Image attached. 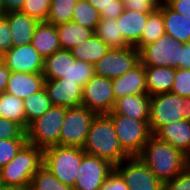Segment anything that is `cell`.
Here are the masks:
<instances>
[{"label": "cell", "mask_w": 190, "mask_h": 190, "mask_svg": "<svg viewBox=\"0 0 190 190\" xmlns=\"http://www.w3.org/2000/svg\"><path fill=\"white\" fill-rule=\"evenodd\" d=\"M137 157L163 184L175 178L190 164V158L181 150L154 135Z\"/></svg>", "instance_id": "cell-1"}, {"label": "cell", "mask_w": 190, "mask_h": 190, "mask_svg": "<svg viewBox=\"0 0 190 190\" xmlns=\"http://www.w3.org/2000/svg\"><path fill=\"white\" fill-rule=\"evenodd\" d=\"M83 150L88 155L108 161L114 167L130 157L120 145L113 122L107 114L95 116Z\"/></svg>", "instance_id": "cell-2"}, {"label": "cell", "mask_w": 190, "mask_h": 190, "mask_svg": "<svg viewBox=\"0 0 190 190\" xmlns=\"http://www.w3.org/2000/svg\"><path fill=\"white\" fill-rule=\"evenodd\" d=\"M43 149L28 142L0 169V183L29 190L33 175L43 166Z\"/></svg>", "instance_id": "cell-3"}, {"label": "cell", "mask_w": 190, "mask_h": 190, "mask_svg": "<svg viewBox=\"0 0 190 190\" xmlns=\"http://www.w3.org/2000/svg\"><path fill=\"white\" fill-rule=\"evenodd\" d=\"M85 154L83 148L53 145L43 149V165L60 182L73 188Z\"/></svg>", "instance_id": "cell-4"}, {"label": "cell", "mask_w": 190, "mask_h": 190, "mask_svg": "<svg viewBox=\"0 0 190 190\" xmlns=\"http://www.w3.org/2000/svg\"><path fill=\"white\" fill-rule=\"evenodd\" d=\"M65 114L66 108L52 105L48 111L28 126L26 130L28 143L42 149L59 145Z\"/></svg>", "instance_id": "cell-5"}, {"label": "cell", "mask_w": 190, "mask_h": 190, "mask_svg": "<svg viewBox=\"0 0 190 190\" xmlns=\"http://www.w3.org/2000/svg\"><path fill=\"white\" fill-rule=\"evenodd\" d=\"M114 126L123 150L130 156H138L153 135L149 121H138L120 114H107Z\"/></svg>", "instance_id": "cell-6"}, {"label": "cell", "mask_w": 190, "mask_h": 190, "mask_svg": "<svg viewBox=\"0 0 190 190\" xmlns=\"http://www.w3.org/2000/svg\"><path fill=\"white\" fill-rule=\"evenodd\" d=\"M183 98L173 92L150 96L149 126L152 134L162 126L185 120Z\"/></svg>", "instance_id": "cell-7"}, {"label": "cell", "mask_w": 190, "mask_h": 190, "mask_svg": "<svg viewBox=\"0 0 190 190\" xmlns=\"http://www.w3.org/2000/svg\"><path fill=\"white\" fill-rule=\"evenodd\" d=\"M96 115L83 105L66 108L59 145L83 148Z\"/></svg>", "instance_id": "cell-8"}, {"label": "cell", "mask_w": 190, "mask_h": 190, "mask_svg": "<svg viewBox=\"0 0 190 190\" xmlns=\"http://www.w3.org/2000/svg\"><path fill=\"white\" fill-rule=\"evenodd\" d=\"M181 43L166 34L154 43L139 50V59L144 66L179 68Z\"/></svg>", "instance_id": "cell-9"}, {"label": "cell", "mask_w": 190, "mask_h": 190, "mask_svg": "<svg viewBox=\"0 0 190 190\" xmlns=\"http://www.w3.org/2000/svg\"><path fill=\"white\" fill-rule=\"evenodd\" d=\"M115 102L111 79L94 74L83 86L82 105L97 115L111 112Z\"/></svg>", "instance_id": "cell-10"}, {"label": "cell", "mask_w": 190, "mask_h": 190, "mask_svg": "<svg viewBox=\"0 0 190 190\" xmlns=\"http://www.w3.org/2000/svg\"><path fill=\"white\" fill-rule=\"evenodd\" d=\"M139 61V50L134 46L109 49L101 59L93 64L94 74L113 80L131 70Z\"/></svg>", "instance_id": "cell-11"}, {"label": "cell", "mask_w": 190, "mask_h": 190, "mask_svg": "<svg viewBox=\"0 0 190 190\" xmlns=\"http://www.w3.org/2000/svg\"><path fill=\"white\" fill-rule=\"evenodd\" d=\"M114 169L130 190H164V184L137 156L124 159Z\"/></svg>", "instance_id": "cell-12"}, {"label": "cell", "mask_w": 190, "mask_h": 190, "mask_svg": "<svg viewBox=\"0 0 190 190\" xmlns=\"http://www.w3.org/2000/svg\"><path fill=\"white\" fill-rule=\"evenodd\" d=\"M113 170L108 161L85 154L73 190H99Z\"/></svg>", "instance_id": "cell-13"}, {"label": "cell", "mask_w": 190, "mask_h": 190, "mask_svg": "<svg viewBox=\"0 0 190 190\" xmlns=\"http://www.w3.org/2000/svg\"><path fill=\"white\" fill-rule=\"evenodd\" d=\"M3 62L12 72L42 73L44 58L32 44L13 47L3 55Z\"/></svg>", "instance_id": "cell-14"}, {"label": "cell", "mask_w": 190, "mask_h": 190, "mask_svg": "<svg viewBox=\"0 0 190 190\" xmlns=\"http://www.w3.org/2000/svg\"><path fill=\"white\" fill-rule=\"evenodd\" d=\"M46 89L52 105L64 108L82 105V87L77 82H70L64 78L45 80Z\"/></svg>", "instance_id": "cell-15"}, {"label": "cell", "mask_w": 190, "mask_h": 190, "mask_svg": "<svg viewBox=\"0 0 190 190\" xmlns=\"http://www.w3.org/2000/svg\"><path fill=\"white\" fill-rule=\"evenodd\" d=\"M115 100L127 95L148 94L145 66L139 61L122 76L112 80Z\"/></svg>", "instance_id": "cell-16"}, {"label": "cell", "mask_w": 190, "mask_h": 190, "mask_svg": "<svg viewBox=\"0 0 190 190\" xmlns=\"http://www.w3.org/2000/svg\"><path fill=\"white\" fill-rule=\"evenodd\" d=\"M149 14L124 8L122 14L116 18V24H118L119 31L124 40L138 50L139 40L141 39Z\"/></svg>", "instance_id": "cell-17"}, {"label": "cell", "mask_w": 190, "mask_h": 190, "mask_svg": "<svg viewBox=\"0 0 190 190\" xmlns=\"http://www.w3.org/2000/svg\"><path fill=\"white\" fill-rule=\"evenodd\" d=\"M45 78L42 73L12 72L8 78L5 92L25 99L44 88Z\"/></svg>", "instance_id": "cell-18"}, {"label": "cell", "mask_w": 190, "mask_h": 190, "mask_svg": "<svg viewBox=\"0 0 190 190\" xmlns=\"http://www.w3.org/2000/svg\"><path fill=\"white\" fill-rule=\"evenodd\" d=\"M108 114H120L138 121L150 119V95H127L116 99L114 108Z\"/></svg>", "instance_id": "cell-19"}, {"label": "cell", "mask_w": 190, "mask_h": 190, "mask_svg": "<svg viewBox=\"0 0 190 190\" xmlns=\"http://www.w3.org/2000/svg\"><path fill=\"white\" fill-rule=\"evenodd\" d=\"M10 26L14 47L30 44L39 21L20 11L3 15Z\"/></svg>", "instance_id": "cell-20"}, {"label": "cell", "mask_w": 190, "mask_h": 190, "mask_svg": "<svg viewBox=\"0 0 190 190\" xmlns=\"http://www.w3.org/2000/svg\"><path fill=\"white\" fill-rule=\"evenodd\" d=\"M153 135L190 158V121L182 120L162 126Z\"/></svg>", "instance_id": "cell-21"}, {"label": "cell", "mask_w": 190, "mask_h": 190, "mask_svg": "<svg viewBox=\"0 0 190 190\" xmlns=\"http://www.w3.org/2000/svg\"><path fill=\"white\" fill-rule=\"evenodd\" d=\"M157 9L162 13L166 35L180 43L190 42V20L172 10L163 0Z\"/></svg>", "instance_id": "cell-22"}, {"label": "cell", "mask_w": 190, "mask_h": 190, "mask_svg": "<svg viewBox=\"0 0 190 190\" xmlns=\"http://www.w3.org/2000/svg\"><path fill=\"white\" fill-rule=\"evenodd\" d=\"M31 44L44 59L60 50L61 46L56 26L47 22H39Z\"/></svg>", "instance_id": "cell-23"}, {"label": "cell", "mask_w": 190, "mask_h": 190, "mask_svg": "<svg viewBox=\"0 0 190 190\" xmlns=\"http://www.w3.org/2000/svg\"><path fill=\"white\" fill-rule=\"evenodd\" d=\"M146 85L150 96L171 92L175 69L170 67L145 66Z\"/></svg>", "instance_id": "cell-24"}, {"label": "cell", "mask_w": 190, "mask_h": 190, "mask_svg": "<svg viewBox=\"0 0 190 190\" xmlns=\"http://www.w3.org/2000/svg\"><path fill=\"white\" fill-rule=\"evenodd\" d=\"M61 49L71 50L79 44L87 41L94 30L69 21L56 25Z\"/></svg>", "instance_id": "cell-25"}, {"label": "cell", "mask_w": 190, "mask_h": 190, "mask_svg": "<svg viewBox=\"0 0 190 190\" xmlns=\"http://www.w3.org/2000/svg\"><path fill=\"white\" fill-rule=\"evenodd\" d=\"M109 47L95 33L85 42L71 49V53L76 60L95 64L108 51Z\"/></svg>", "instance_id": "cell-26"}, {"label": "cell", "mask_w": 190, "mask_h": 190, "mask_svg": "<svg viewBox=\"0 0 190 190\" xmlns=\"http://www.w3.org/2000/svg\"><path fill=\"white\" fill-rule=\"evenodd\" d=\"M71 65V51L60 49L44 59L43 76L45 80H57L67 74Z\"/></svg>", "instance_id": "cell-27"}, {"label": "cell", "mask_w": 190, "mask_h": 190, "mask_svg": "<svg viewBox=\"0 0 190 190\" xmlns=\"http://www.w3.org/2000/svg\"><path fill=\"white\" fill-rule=\"evenodd\" d=\"M94 33L100 37L110 49H123L130 46L119 31L116 19L101 18Z\"/></svg>", "instance_id": "cell-28"}, {"label": "cell", "mask_w": 190, "mask_h": 190, "mask_svg": "<svg viewBox=\"0 0 190 190\" xmlns=\"http://www.w3.org/2000/svg\"><path fill=\"white\" fill-rule=\"evenodd\" d=\"M0 117L17 122L26 130L23 99L7 92L0 93Z\"/></svg>", "instance_id": "cell-29"}, {"label": "cell", "mask_w": 190, "mask_h": 190, "mask_svg": "<svg viewBox=\"0 0 190 190\" xmlns=\"http://www.w3.org/2000/svg\"><path fill=\"white\" fill-rule=\"evenodd\" d=\"M23 104L26 114V130L34 120L41 117L52 107L51 100L45 88L23 99Z\"/></svg>", "instance_id": "cell-30"}, {"label": "cell", "mask_w": 190, "mask_h": 190, "mask_svg": "<svg viewBox=\"0 0 190 190\" xmlns=\"http://www.w3.org/2000/svg\"><path fill=\"white\" fill-rule=\"evenodd\" d=\"M166 34L162 13L156 8L148 15V19L139 40V50L146 45L154 43Z\"/></svg>", "instance_id": "cell-31"}, {"label": "cell", "mask_w": 190, "mask_h": 190, "mask_svg": "<svg viewBox=\"0 0 190 190\" xmlns=\"http://www.w3.org/2000/svg\"><path fill=\"white\" fill-rule=\"evenodd\" d=\"M100 19V12L87 0H77L71 21L77 22L79 25L89 27L95 31Z\"/></svg>", "instance_id": "cell-32"}, {"label": "cell", "mask_w": 190, "mask_h": 190, "mask_svg": "<svg viewBox=\"0 0 190 190\" xmlns=\"http://www.w3.org/2000/svg\"><path fill=\"white\" fill-rule=\"evenodd\" d=\"M29 190H73L60 182L44 165L33 175Z\"/></svg>", "instance_id": "cell-33"}, {"label": "cell", "mask_w": 190, "mask_h": 190, "mask_svg": "<svg viewBox=\"0 0 190 190\" xmlns=\"http://www.w3.org/2000/svg\"><path fill=\"white\" fill-rule=\"evenodd\" d=\"M76 3L77 0H51L46 22L56 26L71 21Z\"/></svg>", "instance_id": "cell-34"}, {"label": "cell", "mask_w": 190, "mask_h": 190, "mask_svg": "<svg viewBox=\"0 0 190 190\" xmlns=\"http://www.w3.org/2000/svg\"><path fill=\"white\" fill-rule=\"evenodd\" d=\"M94 75L93 64L76 60L71 53V65L63 78L70 82H77L82 88Z\"/></svg>", "instance_id": "cell-35"}, {"label": "cell", "mask_w": 190, "mask_h": 190, "mask_svg": "<svg viewBox=\"0 0 190 190\" xmlns=\"http://www.w3.org/2000/svg\"><path fill=\"white\" fill-rule=\"evenodd\" d=\"M51 7V0H25L20 12L35 18L39 22H46Z\"/></svg>", "instance_id": "cell-36"}, {"label": "cell", "mask_w": 190, "mask_h": 190, "mask_svg": "<svg viewBox=\"0 0 190 190\" xmlns=\"http://www.w3.org/2000/svg\"><path fill=\"white\" fill-rule=\"evenodd\" d=\"M97 11L101 18L116 19L124 10L122 0H87Z\"/></svg>", "instance_id": "cell-37"}, {"label": "cell", "mask_w": 190, "mask_h": 190, "mask_svg": "<svg viewBox=\"0 0 190 190\" xmlns=\"http://www.w3.org/2000/svg\"><path fill=\"white\" fill-rule=\"evenodd\" d=\"M27 139H0V169L11 162Z\"/></svg>", "instance_id": "cell-38"}, {"label": "cell", "mask_w": 190, "mask_h": 190, "mask_svg": "<svg viewBox=\"0 0 190 190\" xmlns=\"http://www.w3.org/2000/svg\"><path fill=\"white\" fill-rule=\"evenodd\" d=\"M171 92L181 97H190V69H175Z\"/></svg>", "instance_id": "cell-39"}, {"label": "cell", "mask_w": 190, "mask_h": 190, "mask_svg": "<svg viewBox=\"0 0 190 190\" xmlns=\"http://www.w3.org/2000/svg\"><path fill=\"white\" fill-rule=\"evenodd\" d=\"M0 139H27L26 130L17 122L0 117Z\"/></svg>", "instance_id": "cell-40"}, {"label": "cell", "mask_w": 190, "mask_h": 190, "mask_svg": "<svg viewBox=\"0 0 190 190\" xmlns=\"http://www.w3.org/2000/svg\"><path fill=\"white\" fill-rule=\"evenodd\" d=\"M164 190H190V164L175 178L165 182Z\"/></svg>", "instance_id": "cell-41"}, {"label": "cell", "mask_w": 190, "mask_h": 190, "mask_svg": "<svg viewBox=\"0 0 190 190\" xmlns=\"http://www.w3.org/2000/svg\"><path fill=\"white\" fill-rule=\"evenodd\" d=\"M124 8L144 13H152L162 0H122Z\"/></svg>", "instance_id": "cell-42"}, {"label": "cell", "mask_w": 190, "mask_h": 190, "mask_svg": "<svg viewBox=\"0 0 190 190\" xmlns=\"http://www.w3.org/2000/svg\"><path fill=\"white\" fill-rule=\"evenodd\" d=\"M14 47L10 26L3 15H0V53L5 54Z\"/></svg>", "instance_id": "cell-43"}, {"label": "cell", "mask_w": 190, "mask_h": 190, "mask_svg": "<svg viewBox=\"0 0 190 190\" xmlns=\"http://www.w3.org/2000/svg\"><path fill=\"white\" fill-rule=\"evenodd\" d=\"M99 190H130L125 184L124 179L121 175L114 169L106 178Z\"/></svg>", "instance_id": "cell-44"}, {"label": "cell", "mask_w": 190, "mask_h": 190, "mask_svg": "<svg viewBox=\"0 0 190 190\" xmlns=\"http://www.w3.org/2000/svg\"><path fill=\"white\" fill-rule=\"evenodd\" d=\"M172 10L190 20V0H163Z\"/></svg>", "instance_id": "cell-45"}, {"label": "cell", "mask_w": 190, "mask_h": 190, "mask_svg": "<svg viewBox=\"0 0 190 190\" xmlns=\"http://www.w3.org/2000/svg\"><path fill=\"white\" fill-rule=\"evenodd\" d=\"M179 69H190V42L181 43Z\"/></svg>", "instance_id": "cell-46"}, {"label": "cell", "mask_w": 190, "mask_h": 190, "mask_svg": "<svg viewBox=\"0 0 190 190\" xmlns=\"http://www.w3.org/2000/svg\"><path fill=\"white\" fill-rule=\"evenodd\" d=\"M10 73H11V70L5 65L4 62H1L0 63V93L5 92Z\"/></svg>", "instance_id": "cell-47"}, {"label": "cell", "mask_w": 190, "mask_h": 190, "mask_svg": "<svg viewBox=\"0 0 190 190\" xmlns=\"http://www.w3.org/2000/svg\"><path fill=\"white\" fill-rule=\"evenodd\" d=\"M25 0H5V13L20 11Z\"/></svg>", "instance_id": "cell-48"}, {"label": "cell", "mask_w": 190, "mask_h": 190, "mask_svg": "<svg viewBox=\"0 0 190 190\" xmlns=\"http://www.w3.org/2000/svg\"><path fill=\"white\" fill-rule=\"evenodd\" d=\"M183 105H185V120L190 121V97L183 98Z\"/></svg>", "instance_id": "cell-49"}, {"label": "cell", "mask_w": 190, "mask_h": 190, "mask_svg": "<svg viewBox=\"0 0 190 190\" xmlns=\"http://www.w3.org/2000/svg\"><path fill=\"white\" fill-rule=\"evenodd\" d=\"M0 190H22L19 187L0 183Z\"/></svg>", "instance_id": "cell-50"}, {"label": "cell", "mask_w": 190, "mask_h": 190, "mask_svg": "<svg viewBox=\"0 0 190 190\" xmlns=\"http://www.w3.org/2000/svg\"><path fill=\"white\" fill-rule=\"evenodd\" d=\"M5 14V0H0V15Z\"/></svg>", "instance_id": "cell-51"}, {"label": "cell", "mask_w": 190, "mask_h": 190, "mask_svg": "<svg viewBox=\"0 0 190 190\" xmlns=\"http://www.w3.org/2000/svg\"><path fill=\"white\" fill-rule=\"evenodd\" d=\"M3 62V54L0 53V63Z\"/></svg>", "instance_id": "cell-52"}]
</instances>
